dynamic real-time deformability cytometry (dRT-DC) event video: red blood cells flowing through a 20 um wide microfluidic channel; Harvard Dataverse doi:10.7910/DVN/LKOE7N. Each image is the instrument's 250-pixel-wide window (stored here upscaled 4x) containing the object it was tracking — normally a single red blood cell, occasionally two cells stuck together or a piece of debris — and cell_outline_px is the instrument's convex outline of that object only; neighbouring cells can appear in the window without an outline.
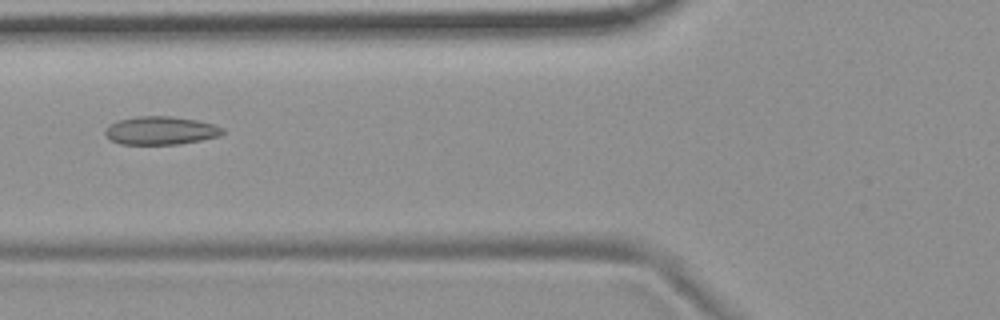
{"species": "common noctule bat (a hibernating species)", "species_latin": "Nyctalus noctula", "temperature_condition": "room temperature", "stored_images_in_passage": 40, "camera_frame_rate_fps": 3000, "um_per_image_px": 0.085, "animal": {"sex": "female", "body_mass_g": 19.9}, "frame": {"image": 1, "passage_image": 7, "time_ms": 2.0, "image_size_px": [1000, 320], "cell_outline_px": [[224, 132], [220, 136], [180, 144], [120, 144], [112, 140], [104, 132], [112, 124], [120, 120], [140, 116], [168, 116], [196, 120], [212, 124], [224, 128]], "centroid_in_image_um": [13.71, 11.1], "position_along_channel_um": 112.1, "area_um2": 18.96}}
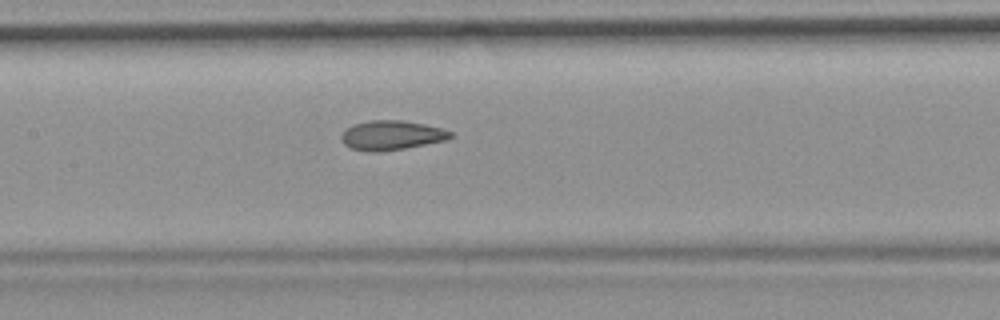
{"frame": {"image": 2, "passage_image": 12, "time_ms": 3.667, "image_size_px": [1000, 320], "cell_outline_px": [[456, 136], [444, 140], [404, 148], [376, 152], [372, 152], [352, 148], [344, 144], [340, 136], [352, 124], [372, 120], [400, 120], [424, 124], [440, 128], [452, 132]], "centroid_in_image_um": [33.28, 11.49], "position_along_channel_um": 174.1, "area_um2": 18.44}, "authors_computed_cell_mechanics": {"area_um2": 18.8428, "velocity_mm_per_s": 3.7033, "shape_relaxation_time_tau1_ms": null, "shape_relaxation_time_tau2_ms": 2.0612, "deformation_change_tau1": null, "deformation_change_tau2": 0.0874}}